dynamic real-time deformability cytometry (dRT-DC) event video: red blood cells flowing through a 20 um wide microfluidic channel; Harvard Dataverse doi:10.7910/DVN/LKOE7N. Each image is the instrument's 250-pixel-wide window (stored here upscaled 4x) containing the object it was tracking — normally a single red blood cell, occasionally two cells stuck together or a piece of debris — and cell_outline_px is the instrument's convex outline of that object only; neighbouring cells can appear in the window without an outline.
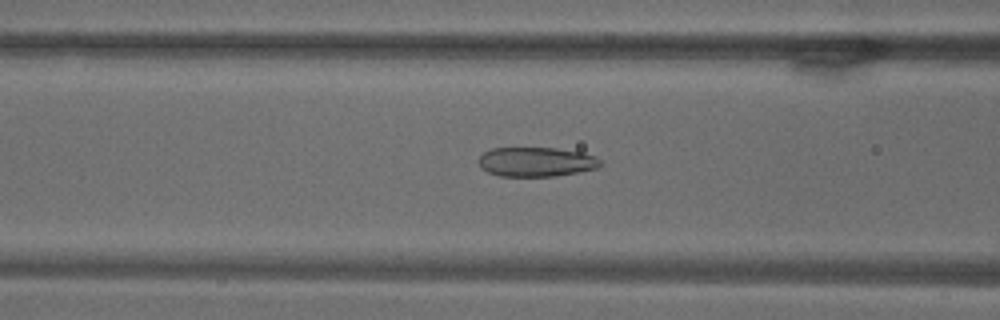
{"species": "common noctule bat (a hibernating species)", "species_latin": "Nyctalus noctula", "temperature_condition": "warm", "stored_images_in_passage": 71, "camera_frame_rate_fps": 3000, "um_per_image_px": 0.085, "animal": {"sex": "male", "body_mass_g": 18.8}, "frame": {"image": 1, "passage_image": 29, "time_ms": 9.333, "image_size_px": [1000, 320], "cell_outline_px": [[604, 164], [596, 168], [580, 172], [556, 176], [500, 176], [488, 172], [480, 168], [480, 156], [484, 152], [492, 148], [556, 148], [584, 152], [596, 156]], "centroid_in_image_um": [45.63, 13.76], "position_along_channel_um": 121.0, "area_um2": 21.04}}
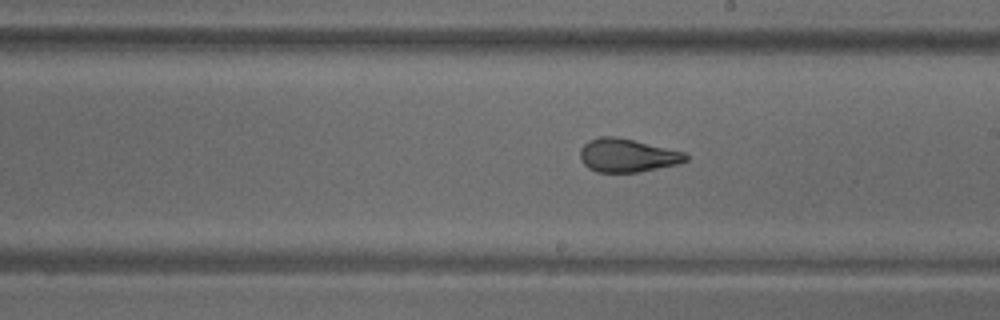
{"frame": {"image": 2, "passage_image": 41, "time_ms": 13.333, "image_size_px": [1000, 320], "cell_outline_px": [[688, 160], [680, 164], [636, 172], [596, 172], [588, 168], [580, 160], [580, 148], [588, 140], [600, 136], [616, 136], [684, 152], [688, 156]], "centroid_in_image_um": [53.29, 13.21], "position_along_channel_um": 235.7, "area_um2": 20.58}}
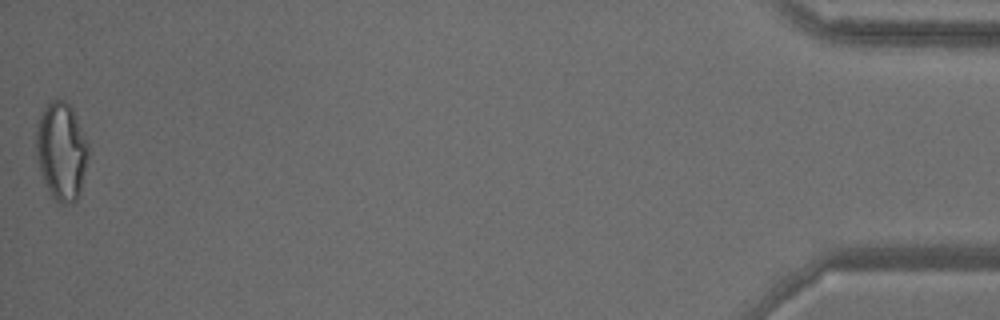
{"frame": {"image": 3, "passage_image": 71, "time_ms": 23.333, "image_size_px": [1000, 320], "cell_outline_px": [[88, 156], [80, 192], [76, 200], [72, 204], [60, 204], [52, 200], [40, 172], [36, 156], [36, 128], [40, 116], [44, 108], [52, 100], [64, 100], [72, 108], [76, 116], [88, 144]], "centroid_in_image_um": [5.21, 12.9], "position_along_channel_um": 430.0, "area_um2": 29.82}}